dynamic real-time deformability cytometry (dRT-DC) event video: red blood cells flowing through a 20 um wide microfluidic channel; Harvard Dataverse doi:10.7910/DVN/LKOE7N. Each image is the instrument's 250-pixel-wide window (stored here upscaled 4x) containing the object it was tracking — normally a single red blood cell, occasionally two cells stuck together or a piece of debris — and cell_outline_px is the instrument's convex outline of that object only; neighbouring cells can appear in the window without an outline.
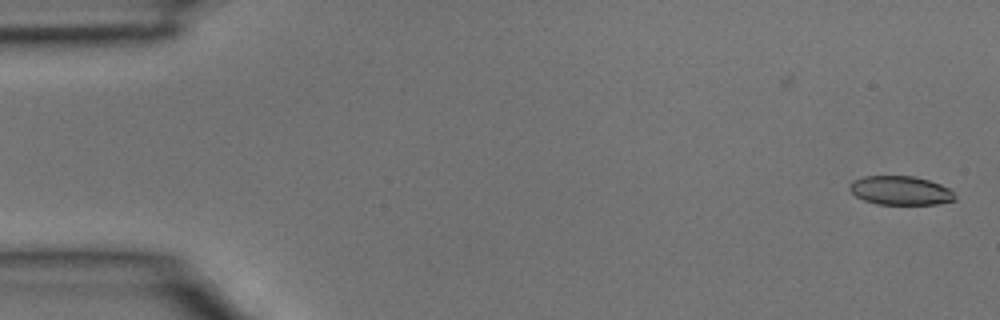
{"species": "common noctule bat (a hibernating species)", "species_latin": "Nyctalus noctula", "temperature_condition": "room temperature", "stored_images_in_passage": 3, "camera_frame_rate_fps": 3000, "um_per_image_px": 0.085, "animal": {"sex": "male", "body_mass_g": 15.6}, "frame": {"image": 1, "passage_image": 1, "time_ms": 0.0, "image_size_px": [1000, 320], "cell_outline_px": [[956, 200], [936, 204], [876, 204], [864, 200], [856, 196], [848, 188], [848, 184], [852, 180], [864, 176], [912, 176], [928, 180], [940, 184], [948, 188], [956, 196]], "centroid_in_image_um": [76.51, 16.19], "position_along_channel_um": 8.5, "area_um2": 17.74}}